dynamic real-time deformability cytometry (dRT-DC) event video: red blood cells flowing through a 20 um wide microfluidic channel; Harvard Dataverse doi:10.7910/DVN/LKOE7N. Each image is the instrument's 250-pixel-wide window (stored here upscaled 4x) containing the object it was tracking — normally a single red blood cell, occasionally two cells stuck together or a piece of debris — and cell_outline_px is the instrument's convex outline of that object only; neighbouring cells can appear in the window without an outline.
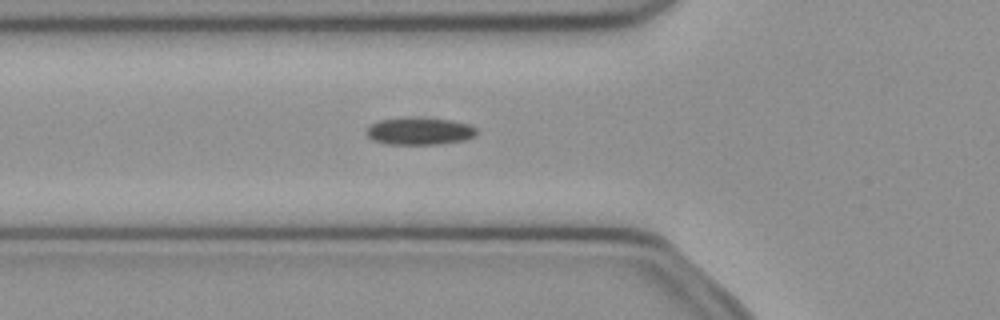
{"species": "common noctule bat (a hibernating species)", "species_latin": "Nyctalus noctula", "temperature_condition": "cold", "stored_images_in_passage": 42, "segment_of_instrument_passage": [1, 2], "camera_frame_rate_fps": 3000, "um_per_image_px": 0.085, "animal": {"sex": "female", "body_mass_g": 21.9}, "frame": {"image": 1, "passage_image": 8, "time_ms": 2.333, "image_size_px": [1000, 320], "cell_outline_px": [[476, 136], [464, 140], [440, 144], [384, 144], [372, 140], [364, 132], [372, 124], [380, 120], [452, 120], [468, 124], [476, 128]], "centroid_in_image_um": [35.67, 11.2], "position_along_channel_um": 90.1, "area_um2": 16.76}}
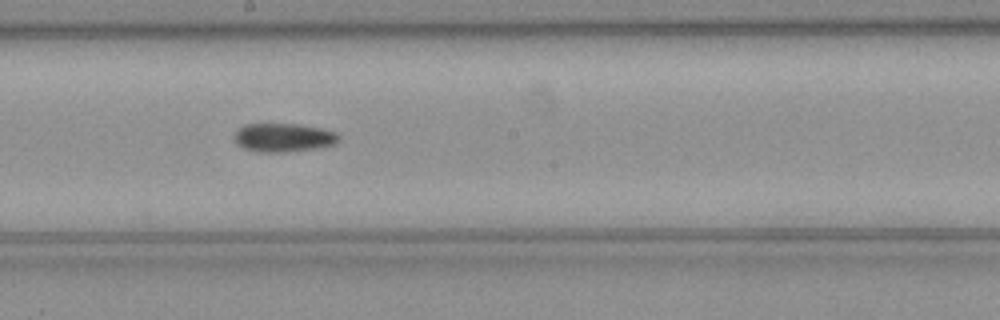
{"frame": {"image": 2, "passage_image": 18, "time_ms": 5.667, "image_size_px": [1000, 320], "cell_outline_px": [[340, 140], [336, 144], [316, 148], [284, 152], [256, 152], [244, 148], [236, 144], [232, 140], [232, 132], [244, 124], [300, 124], [320, 128], [336, 132], [340, 136]], "centroid_in_image_um": [24.04, 11.69], "position_along_channel_um": 224.2, "area_um2": 17.8}}
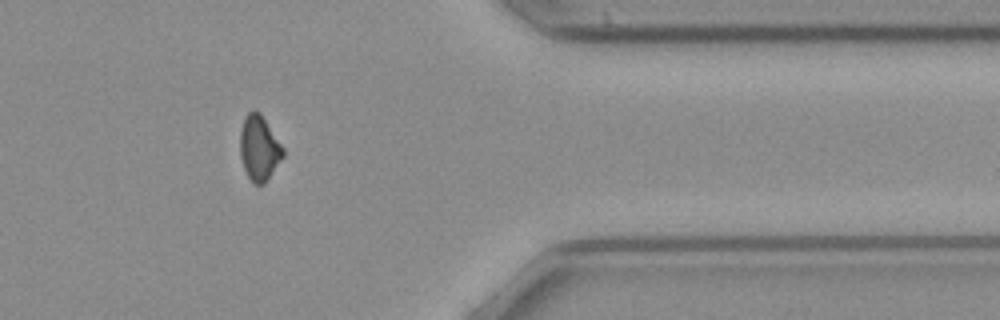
{"frame": {"image": 3, "passage_image": 32, "time_ms": 10.333, "image_size_px": [1000, 320], "cell_outline_px": [[284, 156], [264, 184], [256, 184], [248, 176], [244, 168], [240, 156], [240, 132], [244, 116], [252, 108], [260, 112], [284, 148]], "centroid_in_image_um": [22.02, 12.54], "position_along_channel_um": 389.4, "area_um2": 16.3}}